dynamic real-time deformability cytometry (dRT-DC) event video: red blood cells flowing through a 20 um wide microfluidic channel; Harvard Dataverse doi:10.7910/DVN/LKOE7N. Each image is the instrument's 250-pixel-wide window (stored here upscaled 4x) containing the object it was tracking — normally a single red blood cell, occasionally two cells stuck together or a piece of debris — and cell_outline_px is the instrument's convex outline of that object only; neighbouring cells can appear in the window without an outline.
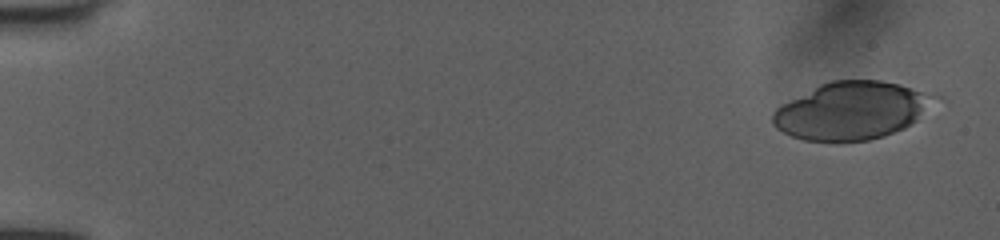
{"species": "human", "species_latin": "Homo sapiens", "temperature_condition": "room temperature", "stored_images_in_passage": 8, "camera_frame_rate_fps": 3000, "um_per_image_px": 0.085, "donor": {"sex": "female"}, "frame": {"image": 1, "passage_image": 1, "time_ms": 0.0, "image_size_px": [1000, 240], "cell_outline_px": [[920, 112], [916, 120], [912, 124], [904, 128], [884, 136], [868, 140], [836, 144], [804, 140], [792, 136], [776, 128], [772, 124], [772, 112], [776, 108], [820, 84], [832, 80], [880, 80], [900, 84], [920, 92]], "centroid_in_image_um": [72.13, 9.47], "position_along_channel_um": 12.9, "area_um2": 52.6}}
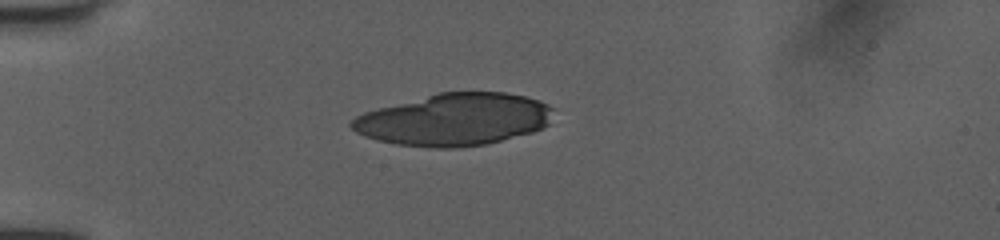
{"frame": {"image": 2, "passage_image": 6, "time_ms": 1.667, "image_size_px": [1000, 240], "cell_outline_px": [[552, 108], [548, 124], [544, 128], [532, 132], [484, 144], [452, 148], [436, 148], [396, 144], [376, 140], [364, 136], [356, 132], [348, 124], [356, 116], [364, 112], [440, 92], [504, 92], [524, 96], [536, 100]], "centroid_in_image_um": [38.57, 10.17], "position_along_channel_um": 46.4, "area_um2": 60.63}}